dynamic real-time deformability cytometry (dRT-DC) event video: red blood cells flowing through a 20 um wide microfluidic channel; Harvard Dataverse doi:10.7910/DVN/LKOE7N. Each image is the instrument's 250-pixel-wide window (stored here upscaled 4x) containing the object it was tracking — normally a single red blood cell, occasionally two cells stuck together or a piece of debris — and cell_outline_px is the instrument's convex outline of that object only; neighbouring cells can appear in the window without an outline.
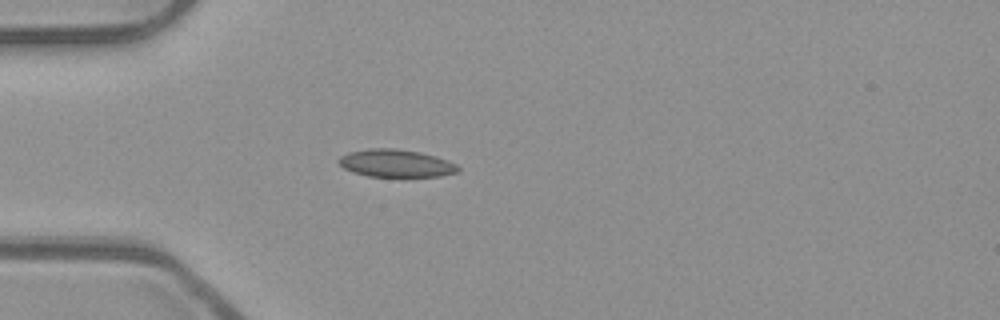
{"species": "common noctule bat (a hibernating species)", "species_latin": "Nyctalus noctula", "temperature_condition": "room temperature", "stored_images_in_passage": 38, "camera_frame_rate_fps": 3000, "um_per_image_px": 0.085, "animal": {"sex": "male", "body_mass_g": 23.1, "forearm_length_mm": 52.7}, "frame": {"image": 1, "passage_image": 1, "time_ms": 0.0, "image_size_px": [1000, 320], "cell_outline_px": [[460, 168], [456, 172], [440, 176], [368, 176], [352, 172], [344, 168], [336, 160], [340, 156], [348, 152], [368, 148], [396, 148], [420, 152], [436, 156], [448, 160], [456, 164]], "centroid_in_image_um": [33.63, 13.86], "position_along_channel_um": 51.4, "area_um2": 19.25}}
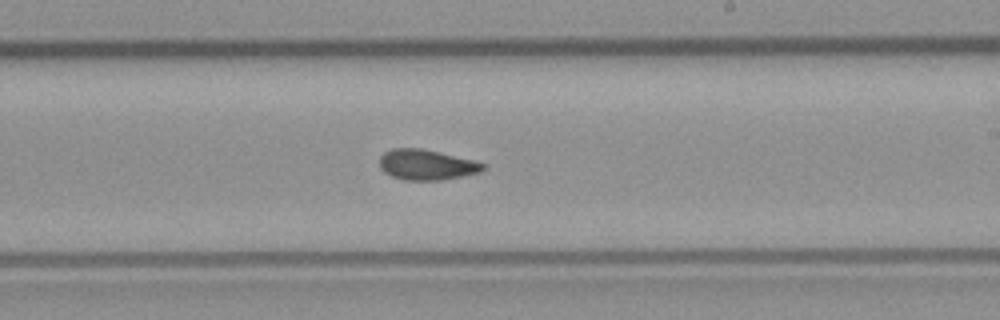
{"frame": {"image": 2, "passage_image": 17, "time_ms": 5.333, "image_size_px": [1000, 320], "cell_outline_px": [[488, 164], [480, 172], [444, 180], [404, 180], [392, 176], [384, 172], [380, 168], [380, 156], [384, 152], [392, 148], [420, 148], [476, 160]], "centroid_in_image_um": [36.28, 14.0], "position_along_channel_um": 252.7, "area_um2": 18.5}}
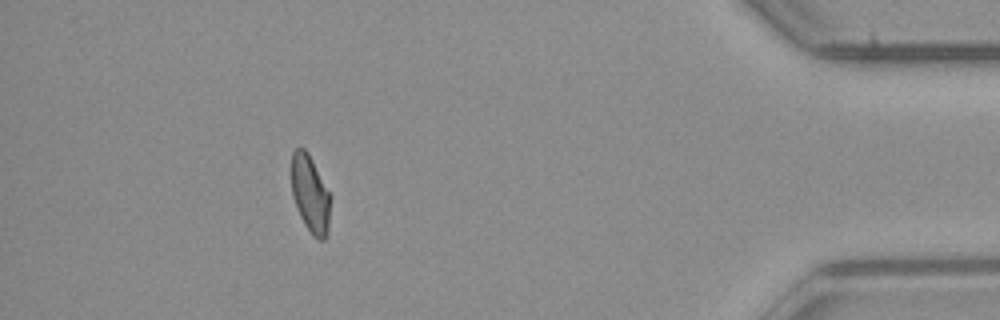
{"frame": {"image": 3, "passage_image": 33, "time_ms": 10.667, "image_size_px": [1000, 320], "cell_outline_px": [[328, 236], [324, 240], [320, 240], [312, 236], [304, 224], [300, 216], [292, 196], [292, 152], [296, 148], [304, 148], [308, 152], [328, 192]], "centroid_in_image_um": [26.33, 16.52], "position_along_channel_um": 408.9, "area_um2": 17.05}, "authors_computed_cell_mechanics": {"area_um2": 18.207, "velocity_mm_per_s": 3.9699, "shape_relaxation_time_tau1_ms": 9.1714, "shape_relaxation_time_tau2_ms": 1.528, "deformation_change_tau1": 0.1881, "deformation_change_tau2": 0.056}}